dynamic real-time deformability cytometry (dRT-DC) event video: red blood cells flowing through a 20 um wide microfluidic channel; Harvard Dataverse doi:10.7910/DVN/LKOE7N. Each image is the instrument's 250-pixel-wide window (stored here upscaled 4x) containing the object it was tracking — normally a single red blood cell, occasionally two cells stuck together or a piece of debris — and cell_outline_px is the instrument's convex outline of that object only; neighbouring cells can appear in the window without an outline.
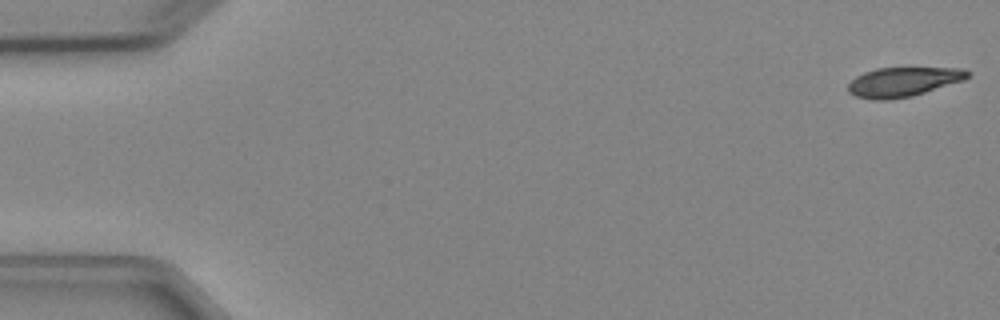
{"species": "Egyptian fruit bat (a non-hibernating species)", "species_latin": "Rousettus aegyptiacus", "temperature_condition": "cold", "stored_images_in_passage": 5, "camera_frame_rate_fps": 3000, "um_per_image_px": 0.085, "animal": {"sex": "female"}, "frame": {"image": 1, "passage_image": 1, "time_ms": 0.0, "image_size_px": [1000, 320], "cell_outline_px": [[972, 72], [964, 80], [912, 96], [888, 100], [872, 100], [856, 96], [848, 92], [848, 84], [856, 76], [864, 72], [876, 68], [964, 68]], "centroid_in_image_um": [76.77, 6.96], "position_along_channel_um": 8.2, "area_um2": 20.52}}
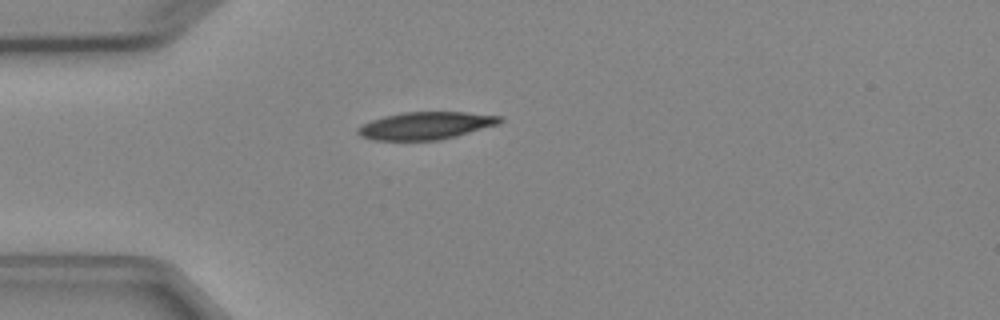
{"frame": {"image": 2, "passage_image": 4, "time_ms": 4.333, "image_size_px": [1000, 320], "cell_outline_px": [[504, 120], [500, 124], [456, 136], [440, 140], [372, 140], [360, 136], [356, 132], [356, 128], [372, 120], [384, 116], [404, 112], [464, 112], [504, 116]], "centroid_in_image_um": [36.22, 10.68], "position_along_channel_um": 48.8, "area_um2": 22.89}}